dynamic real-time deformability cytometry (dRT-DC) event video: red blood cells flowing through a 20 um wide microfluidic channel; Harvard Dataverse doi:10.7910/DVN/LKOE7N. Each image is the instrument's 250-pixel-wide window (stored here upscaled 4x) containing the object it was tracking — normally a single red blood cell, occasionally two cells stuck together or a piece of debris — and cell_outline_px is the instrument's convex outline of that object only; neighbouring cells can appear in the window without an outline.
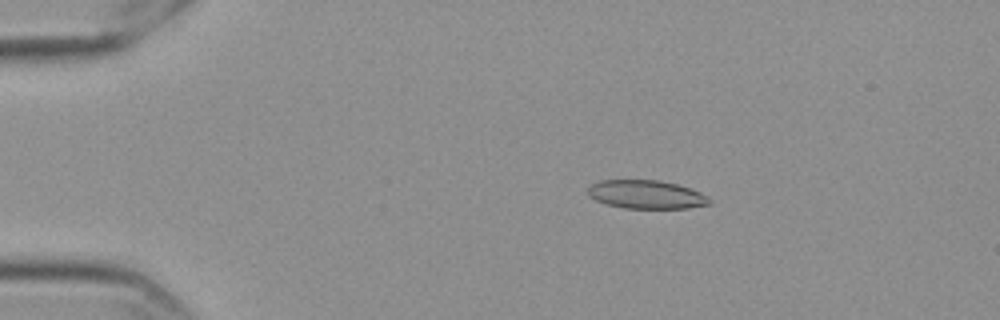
{"species": "Egyptian fruit bat (a non-hibernating species)", "species_latin": "Rousettus aegyptiacus", "temperature_condition": "cold", "stored_images_in_passage": 10, "camera_frame_rate_fps": 3000, "um_per_image_px": 0.085, "frame": {"image": 1, "passage_image": 4, "time_ms": 1.0, "image_size_px": [1000, 320], "cell_outline_px": [[712, 204], [688, 208], [624, 208], [608, 204], [596, 200], [588, 196], [588, 188], [592, 184], [600, 180], [660, 180], [692, 188], [708, 196], [712, 200]], "centroid_in_image_um": [54.98, 16.53], "position_along_channel_um": 30.0, "area_um2": 20.29}}